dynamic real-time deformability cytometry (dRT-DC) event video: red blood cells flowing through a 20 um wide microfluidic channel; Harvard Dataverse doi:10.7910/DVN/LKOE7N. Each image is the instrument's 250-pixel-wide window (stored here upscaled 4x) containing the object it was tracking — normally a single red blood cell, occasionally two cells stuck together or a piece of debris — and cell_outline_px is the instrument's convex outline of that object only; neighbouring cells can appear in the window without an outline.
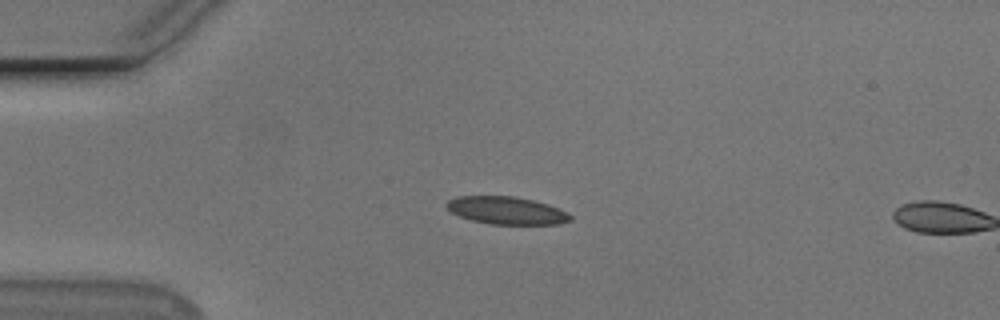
{"species": "Egyptian fruit bat (a non-hibernating species)", "species_latin": "Rousettus aegyptiacus", "temperature_condition": "cold", "stored_images_in_passage": 10, "camera_frame_rate_fps": 3000, "um_per_image_px": 0.085, "animal": {"sex": "male"}, "frame": {"image": 1, "passage_image": 9, "time_ms": 2.667, "image_size_px": [1000, 320], "cell_outline_px": [[572, 220], [560, 224], [488, 224], [472, 220], [460, 216], [452, 212], [444, 204], [448, 200], [456, 196], [512, 196], [532, 200], [548, 204], [572, 216]], "centroid_in_image_um": [43.03, 17.89], "position_along_channel_um": 42.0, "area_um2": 19.77}}